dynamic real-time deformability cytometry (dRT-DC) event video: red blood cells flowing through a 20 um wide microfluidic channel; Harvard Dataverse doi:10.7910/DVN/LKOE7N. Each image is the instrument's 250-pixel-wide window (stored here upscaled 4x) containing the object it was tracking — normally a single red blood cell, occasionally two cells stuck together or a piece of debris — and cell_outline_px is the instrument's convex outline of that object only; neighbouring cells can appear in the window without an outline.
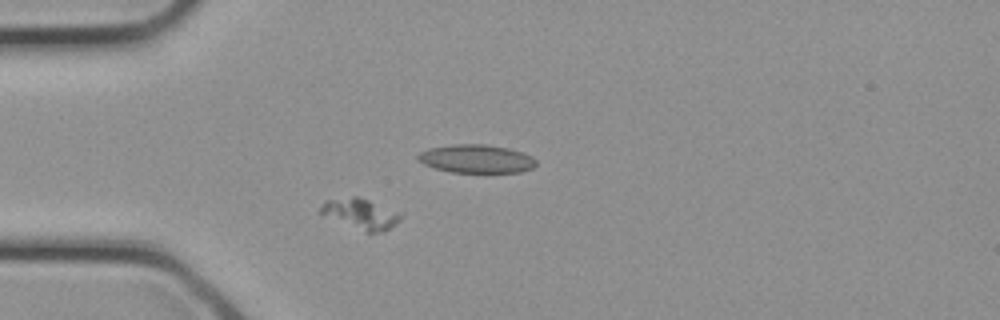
{"species": "common noctule bat (a hibernating species)", "species_latin": "Nyctalus noctula", "temperature_condition": "cold", "stored_images_in_passage": 27, "camera_frame_rate_fps": 3000, "um_per_image_px": 0.085, "animal": {"sex": "female", "body_mass_g": 21.9}, "frame": {"image": 1, "passage_image": 3, "time_ms": 0.667, "image_size_px": [1000, 320], "cell_outline_px": [[404, 216], [396, 224], [384, 232], [364, 232], [320, 216], [316, 212], [324, 200], [352, 196], [356, 196], [368, 200], [400, 212]], "centroid_in_image_um": [30.58, 18.19], "position_along_channel_um": 54.4, "area_um2": 14.8}}
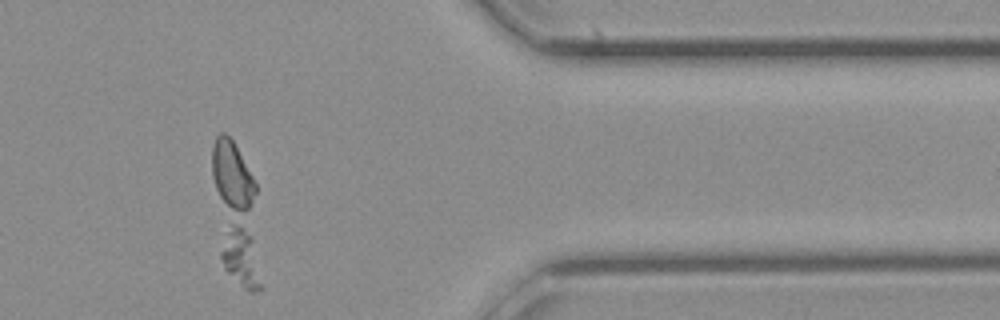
{"frame": {"image": 2, "passage_image": 21, "time_ms": 6.667, "image_size_px": [1000, 320], "cell_outline_px": [[260, 288], [256, 292], [252, 292], [244, 288], [224, 268], [220, 256], [220, 252], [228, 232], [232, 224], [240, 228], [252, 236], [260, 284]], "centroid_in_image_um": [20.47, 21.97], "position_along_channel_um": 390.9, "area_um2": 12.54}}
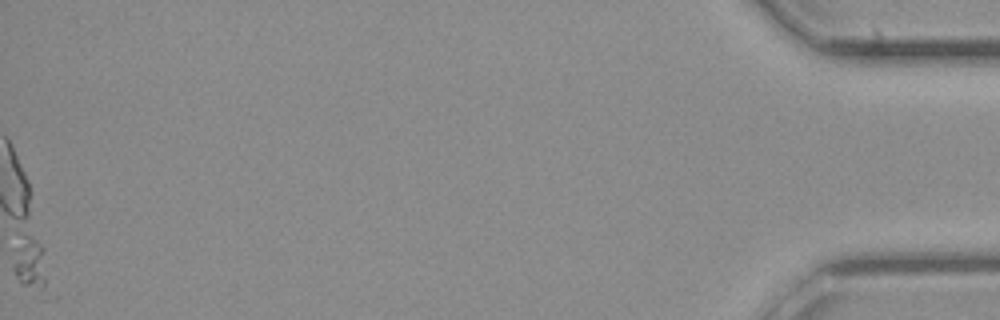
{"frame": {"image": 3, "passage_image": 27, "time_ms": 8.667, "image_size_px": [1000, 320], "cell_outline_px": [[60, 296], [56, 300], [44, 300], [20, 284], [12, 272], [12, 264], [24, 236], [28, 236], [40, 244], [44, 248]], "centroid_in_image_um": [2.96, 22.95], "position_along_channel_um": 432.2, "area_um2": 13.47}}